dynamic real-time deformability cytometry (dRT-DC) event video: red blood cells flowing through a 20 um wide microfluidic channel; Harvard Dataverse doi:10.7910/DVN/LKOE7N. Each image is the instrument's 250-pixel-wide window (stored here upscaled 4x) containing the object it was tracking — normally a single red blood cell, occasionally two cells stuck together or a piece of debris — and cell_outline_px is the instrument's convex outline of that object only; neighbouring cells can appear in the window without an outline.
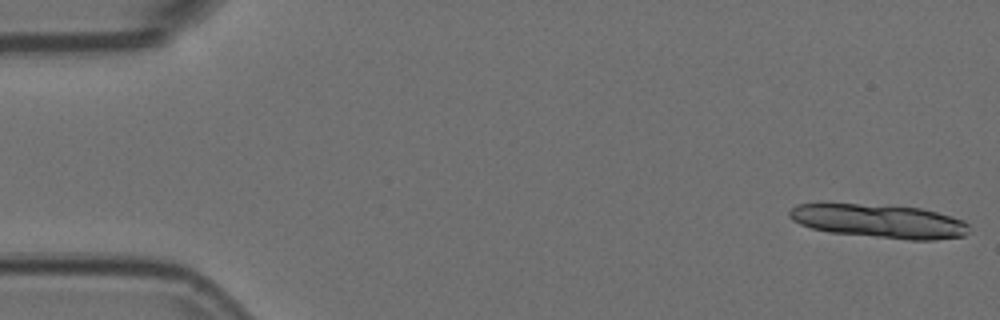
{"species": "Egyptian fruit bat (a non-hibernating species)", "species_latin": "Rousettus aegyptiacus", "temperature_condition": "room temperature", "stored_images_in_passage": 13, "camera_frame_rate_fps": 3000, "um_per_image_px": 0.085, "animal": {"sex": "female"}, "frame": {"image": 1, "passage_image": 1, "time_ms": 0.0, "image_size_px": [1000, 320], "cell_outline_px": [[968, 232], [964, 236], [936, 240], [908, 240], [832, 232], [812, 228], [800, 224], [792, 220], [788, 216], [788, 212], [796, 204], [856, 204], [920, 208], [936, 212], [964, 220], [968, 224]], "centroid_in_image_um": [74.76, 18.81], "position_along_channel_um": 10.2, "area_um2": 34.91}}